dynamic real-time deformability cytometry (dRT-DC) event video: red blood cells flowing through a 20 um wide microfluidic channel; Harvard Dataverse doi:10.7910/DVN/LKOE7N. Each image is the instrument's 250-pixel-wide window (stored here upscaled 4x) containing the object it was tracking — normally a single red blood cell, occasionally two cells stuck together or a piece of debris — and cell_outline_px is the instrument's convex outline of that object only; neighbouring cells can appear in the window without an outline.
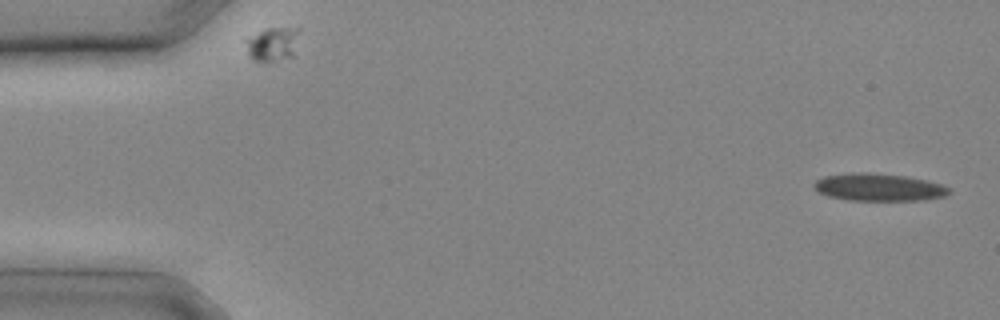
{"species": "common noctule bat (a hibernating species)", "species_latin": "Nyctalus noctula", "temperature_condition": "cold", "stored_images_in_passage": 11, "camera_frame_rate_fps": 3000, "um_per_image_px": 0.085, "animal": {"sex": "male", "body_mass_g": 20.4}, "frame": {"image": 1, "passage_image": 1, "time_ms": 0.0, "image_size_px": [1000, 320], "cell_outline_px": [[952, 192], [944, 196], [920, 200], [848, 200], [828, 196], [816, 192], [812, 184], [816, 180], [824, 176], [852, 172], [868, 172], [908, 176], [928, 180], [952, 188]], "centroid_in_image_um": [74.68, 15.9], "position_along_channel_um": 10.3, "area_um2": 21.91}}
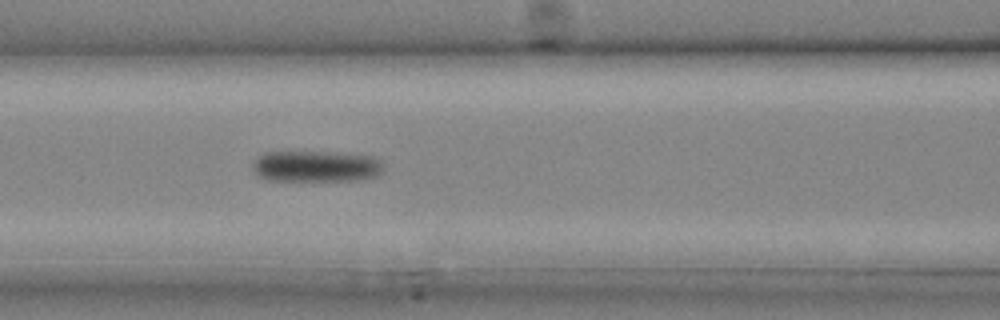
{"frame": {"image": 2, "passage_image": 11, "time_ms": 3.333, "image_size_px": [1000, 320], "cell_outline_px": [[384, 172], [376, 176], [360, 180], [268, 180], [260, 176], [252, 168], [252, 164], [264, 152], [336, 152], [376, 156], [384, 160]], "centroid_in_image_um": [26.98, 14.12], "position_along_channel_um": 139.6, "area_um2": 24.1}}